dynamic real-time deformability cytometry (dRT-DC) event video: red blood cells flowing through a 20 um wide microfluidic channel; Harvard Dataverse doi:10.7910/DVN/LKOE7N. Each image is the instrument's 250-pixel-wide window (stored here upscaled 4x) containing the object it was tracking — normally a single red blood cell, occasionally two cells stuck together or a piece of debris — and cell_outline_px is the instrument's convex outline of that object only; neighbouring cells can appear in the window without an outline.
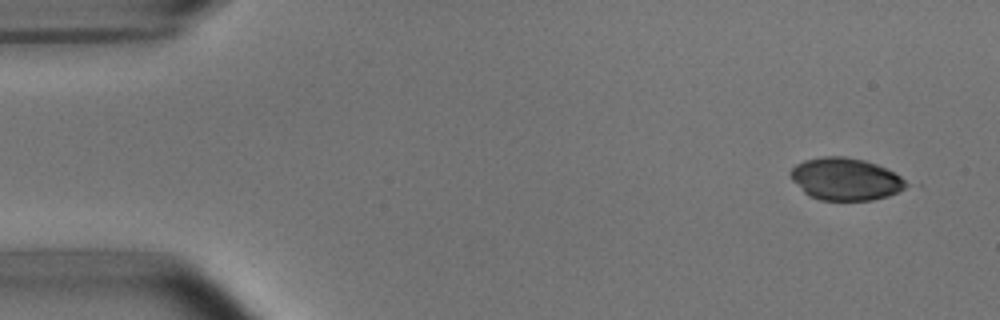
{"species": "common noctule bat (a hibernating species)", "species_latin": "Nyctalus noctula", "temperature_condition": "room temperature", "stored_images_in_passage": 4, "camera_frame_rate_fps": 3000, "um_per_image_px": 0.085, "animal": {"sex": "male", "body_mass_g": 15.6}, "frame": {"image": 1, "passage_image": 1, "time_ms": 0.0, "image_size_px": [1000, 320], "cell_outline_px": [[912, 184], [888, 196], [872, 200], [820, 200], [804, 192], [792, 180], [788, 172], [796, 164], [804, 160], [824, 156], [844, 156], [864, 160], [876, 164], [900, 176]], "centroid_in_image_um": [71.86, 15.22], "position_along_channel_um": 13.1, "area_um2": 28.44}}
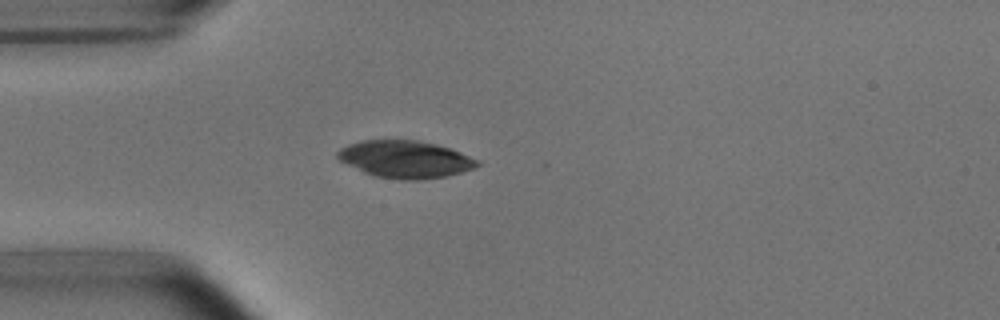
{"frame": {"image": 2, "passage_image": 4, "time_ms": 3.667, "image_size_px": [1000, 320], "cell_outline_px": [[480, 164], [472, 168], [460, 172], [444, 176], [420, 180], [400, 180], [372, 176], [340, 160], [336, 156], [336, 152], [340, 148], [348, 144], [360, 140], [420, 140], [452, 148], [480, 160]], "centroid_in_image_um": [34.44, 13.53], "position_along_channel_um": 50.6, "area_um2": 30.52}}